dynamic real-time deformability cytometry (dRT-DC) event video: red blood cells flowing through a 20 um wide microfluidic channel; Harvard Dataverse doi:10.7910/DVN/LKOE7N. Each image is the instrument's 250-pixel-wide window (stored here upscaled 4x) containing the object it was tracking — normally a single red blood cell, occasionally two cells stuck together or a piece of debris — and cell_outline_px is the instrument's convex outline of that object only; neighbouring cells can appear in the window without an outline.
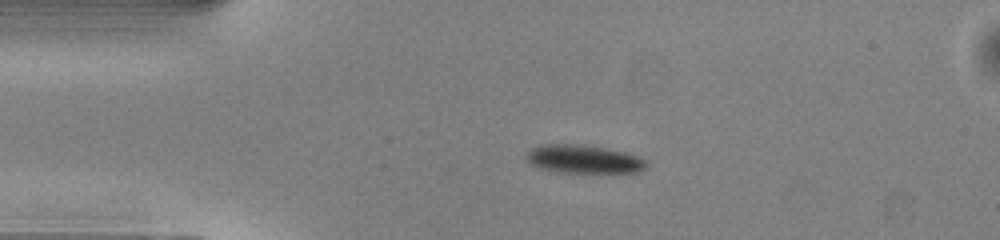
{"species": "common noctule bat (a hibernating species)", "species_latin": "Nyctalus noctula", "temperature_condition": "warm", "stored_images_in_passage": 40, "camera_frame_rate_fps": 3000, "um_per_image_px": 0.085, "animal": {"sex": "male", "body_mass_g": 13.0, "forearm_length_mm": 53.1}, "frame": {"image": 1, "passage_image": 1, "time_ms": 0.0, "image_size_px": [1000, 240], "cell_outline_px": [[648, 164], [640, 172], [564, 172], [544, 168], [532, 164], [524, 156], [532, 148], [540, 144], [580, 144], [608, 148], [624, 152], [636, 156], [644, 160]], "centroid_in_image_um": [49.61, 13.51], "position_along_channel_um": 35.4, "area_um2": 19.48}}
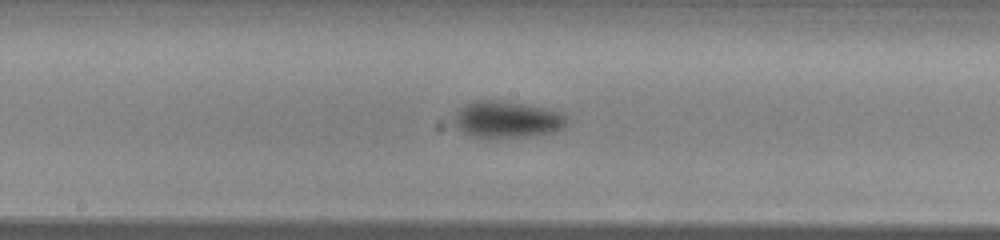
{"frame": {"image": 2, "passage_image": 16, "time_ms": 5.0, "image_size_px": [1000, 240], "cell_outline_px": [[568, 120], [564, 128], [552, 132], [532, 136], [472, 136], [464, 132], [452, 124], [452, 116], [456, 108], [472, 100], [492, 100], [524, 104], [544, 108], [560, 112]], "centroid_in_image_um": [43.02, 10.13], "position_along_channel_um": 205.2, "area_um2": 23.99}}
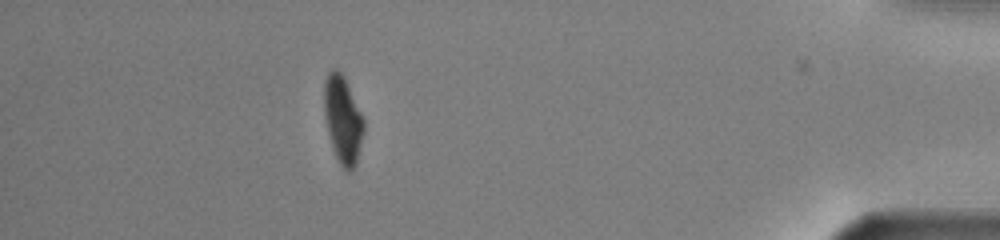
{"frame": {"image": 3, "passage_image": 35, "time_ms": 11.333, "image_size_px": [1000, 240], "cell_outline_px": [[364, 132], [356, 164], [348, 172], [340, 164], [332, 148], [324, 116], [324, 80], [328, 72], [332, 68], [336, 68], [344, 76], [364, 120]], "centroid_in_image_um": [29.12, 10.14], "position_along_channel_um": 406.1, "area_um2": 20.11}, "authors_computed_cell_mechanics": {"area_um2": 21.9929, "velocity_mm_per_s": 4.0888, "shape_relaxation_time_tau1_ms": 2.3845, "shape_relaxation_time_tau2_ms": null, "deformation_change_tau1": 0.1119, "deformation_change_tau2": null}}